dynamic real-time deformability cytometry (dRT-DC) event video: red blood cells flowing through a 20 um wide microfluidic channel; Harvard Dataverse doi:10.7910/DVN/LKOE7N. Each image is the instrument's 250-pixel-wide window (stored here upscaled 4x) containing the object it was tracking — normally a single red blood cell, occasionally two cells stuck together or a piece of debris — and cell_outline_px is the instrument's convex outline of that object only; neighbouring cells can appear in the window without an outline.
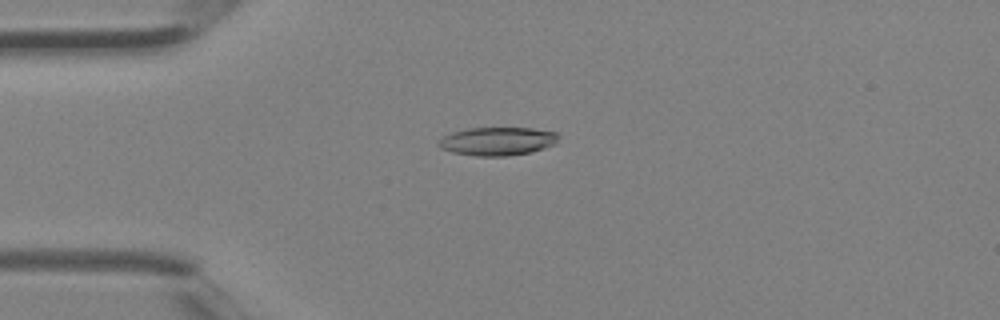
{"species": "Egyptian fruit bat (a non-hibernating species)", "species_latin": "Rousettus aegyptiacus", "temperature_condition": "room temperature", "stored_images_in_passage": 2, "camera_frame_rate_fps": 3000, "um_per_image_px": 0.085, "animal": {"sex": "female"}, "frame": {"image": 1, "passage_image": 1, "time_ms": 0.0, "image_size_px": [1000, 320], "cell_outline_px": [[560, 136], [556, 144], [532, 152], [508, 156], [476, 156], [452, 152], [440, 148], [436, 144], [444, 136], [452, 132], [468, 128], [532, 128], [556, 132]], "centroid_in_image_um": [42.31, 12.01], "position_along_channel_um": 42.7, "area_um2": 19.94}}